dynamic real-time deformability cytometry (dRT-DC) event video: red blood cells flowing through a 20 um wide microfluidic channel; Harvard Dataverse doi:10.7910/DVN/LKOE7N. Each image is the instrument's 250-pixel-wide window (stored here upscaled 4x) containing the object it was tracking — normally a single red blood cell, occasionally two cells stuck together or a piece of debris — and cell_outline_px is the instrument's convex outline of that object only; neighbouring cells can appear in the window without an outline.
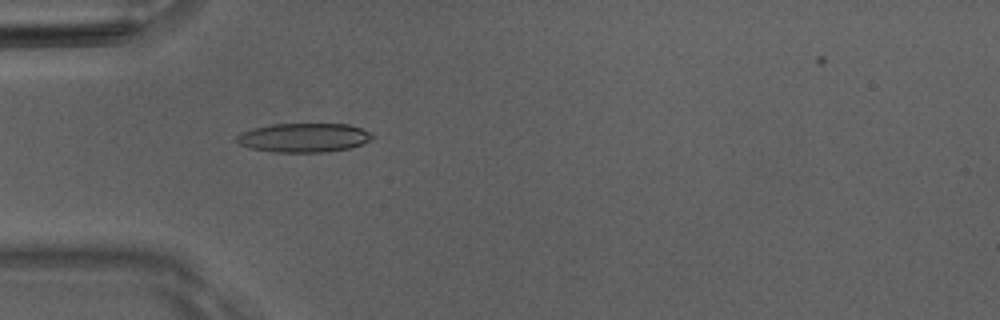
{"species": "Egyptian fruit bat (a non-hibernating species)", "species_latin": "Rousettus aegyptiacus", "temperature_condition": "room temperature", "stored_images_in_passage": 51, "camera_frame_rate_fps": 3000, "um_per_image_px": 0.085, "animal": {"sex": "male"}, "frame": {"image": 1, "passage_image": 16, "time_ms": 5.0, "image_size_px": [1000, 320], "cell_outline_px": [[372, 136], [364, 144], [348, 148], [324, 152], [276, 152], [248, 148], [232, 140], [240, 132], [252, 128], [272, 124], [348, 124], [360, 128], [368, 132]], "centroid_in_image_um": [25.73, 11.7], "position_along_channel_um": 59.3, "area_um2": 22.95}}
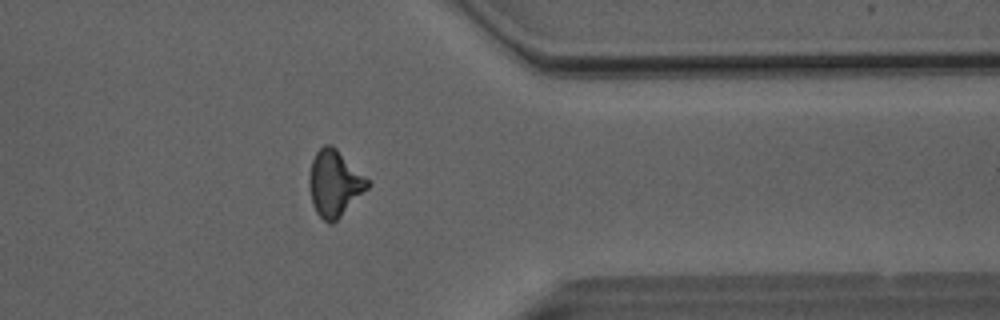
{"frame": {"image": 2, "passage_image": 41, "time_ms": 13.333, "image_size_px": [1000, 320], "cell_outline_px": [[372, 184], [332, 224], [328, 224], [316, 212], [312, 204], [308, 184], [308, 176], [312, 160], [316, 152], [324, 144], [332, 144]], "centroid_in_image_um": [28.4, 15.58], "position_along_channel_um": 383.0, "area_um2": 22.31}}
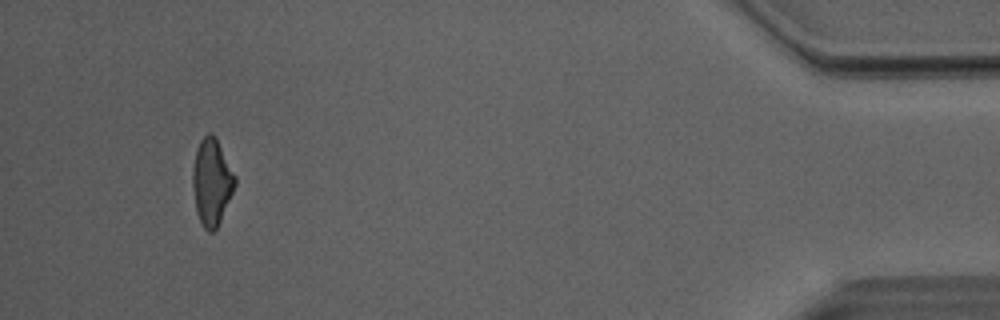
{"frame": {"image": 3, "passage_image": 48, "time_ms": 15.667, "image_size_px": [1000, 320], "cell_outline_px": [[236, 184], [220, 220], [216, 228], [212, 232], [208, 232], [200, 224], [196, 212], [192, 184], [192, 172], [196, 148], [200, 140], [208, 132], [212, 132], [216, 136], [236, 176]], "centroid_in_image_um": [17.98, 15.44], "position_along_channel_um": 417.2, "area_um2": 21.5}, "authors_computed_cell_mechanics": {"area_um2": 21.964, "velocity_mm_per_s": 4.0571, "shape_relaxation_time_tau1_ms": null, "shape_relaxation_time_tau2_ms": 3.6391, "deformation_change_tau1": null, "deformation_change_tau2": 0.1339}}